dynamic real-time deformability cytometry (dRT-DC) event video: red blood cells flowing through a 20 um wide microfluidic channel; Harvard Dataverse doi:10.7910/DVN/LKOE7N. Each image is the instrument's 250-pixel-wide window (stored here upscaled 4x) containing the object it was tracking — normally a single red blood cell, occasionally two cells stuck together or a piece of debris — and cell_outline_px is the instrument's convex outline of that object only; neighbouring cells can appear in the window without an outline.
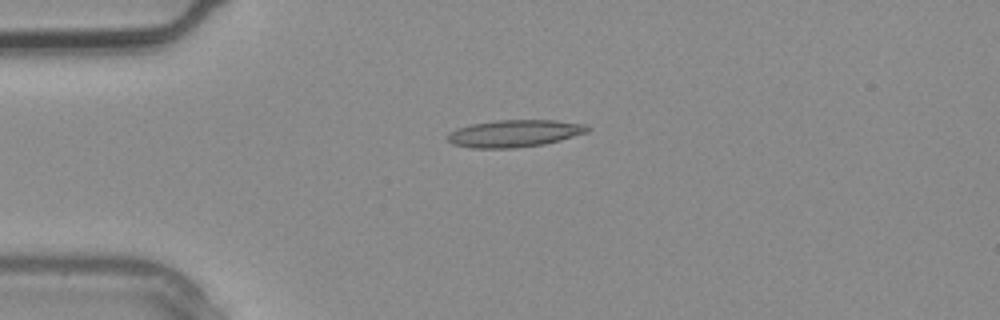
{"species": "common noctule bat (a hibernating species)", "species_latin": "Nyctalus noctula", "temperature_condition": "warm", "stored_images_in_passage": 4, "camera_frame_rate_fps": 3000, "um_per_image_px": 0.085, "animal": {"sex": "male", "body_mass_g": 20.4}, "frame": {"image": 1, "passage_image": 3, "time_ms": 0.667, "image_size_px": [1000, 320], "cell_outline_px": [[592, 128], [588, 132], [560, 140], [544, 144], [512, 148], [472, 148], [452, 144], [448, 140], [448, 136], [456, 128], [472, 124], [496, 120], [556, 120], [588, 124]], "centroid_in_image_um": [43.79, 11.33], "position_along_channel_um": 41.2, "area_um2": 22.2}}
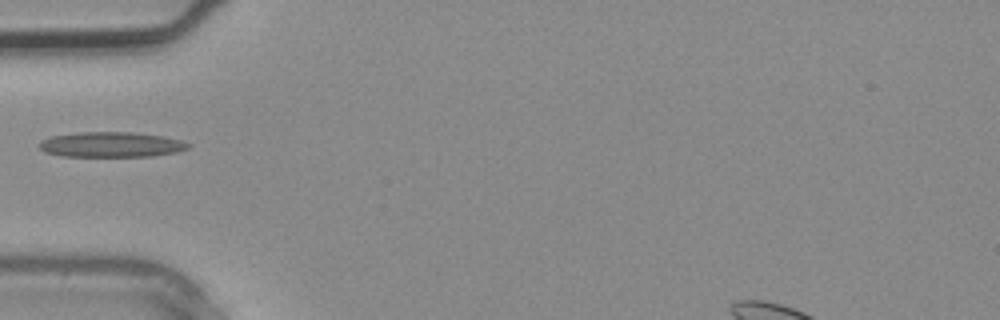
{"frame": {"image": 2, "passage_image": 4, "time_ms": 1.0, "image_size_px": [1000, 320], "cell_outline_px": [[192, 144], [188, 148], [176, 152], [152, 156], [60, 156], [44, 152], [36, 144], [40, 140], [52, 136], [80, 132], [132, 132], [164, 136], [180, 140]], "centroid_in_image_um": [9.42, 12.29], "position_along_channel_um": 75.6, "area_um2": 21.96}}